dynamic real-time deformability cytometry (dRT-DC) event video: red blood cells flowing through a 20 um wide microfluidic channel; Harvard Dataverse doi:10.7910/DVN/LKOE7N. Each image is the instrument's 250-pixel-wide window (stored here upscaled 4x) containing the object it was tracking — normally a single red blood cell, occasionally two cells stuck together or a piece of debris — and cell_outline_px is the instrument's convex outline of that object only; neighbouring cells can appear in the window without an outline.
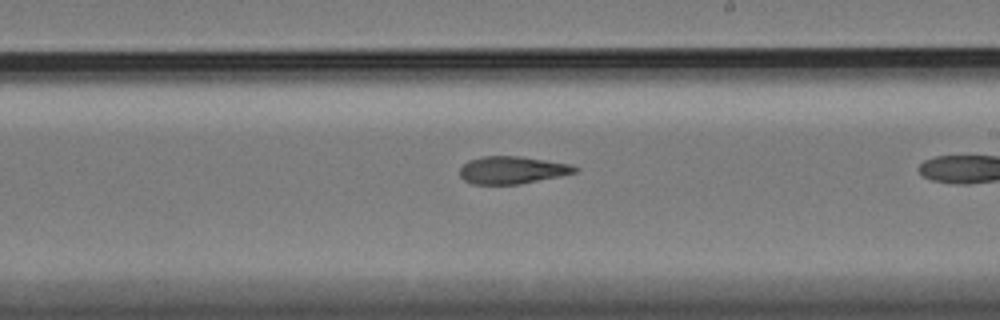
{"species": "Egyptian fruit bat (a non-hibernating species)", "species_latin": "Rousettus aegyptiacus", "temperature_condition": "cold", "stored_images_in_passage": 13, "camera_frame_rate_fps": 3000, "um_per_image_px": 0.085, "animal": {"sex": "female"}, "frame": {"image": 1, "passage_image": 12, "time_ms": 3.667, "image_size_px": [1000, 320], "cell_outline_px": [[580, 168], [576, 172], [560, 176], [520, 184], [472, 184], [464, 180], [460, 176], [460, 168], [468, 160], [480, 156], [520, 156], [572, 164]], "centroid_in_image_um": [43.54, 14.45], "position_along_channel_um": 245.5, "area_um2": 18.55}}